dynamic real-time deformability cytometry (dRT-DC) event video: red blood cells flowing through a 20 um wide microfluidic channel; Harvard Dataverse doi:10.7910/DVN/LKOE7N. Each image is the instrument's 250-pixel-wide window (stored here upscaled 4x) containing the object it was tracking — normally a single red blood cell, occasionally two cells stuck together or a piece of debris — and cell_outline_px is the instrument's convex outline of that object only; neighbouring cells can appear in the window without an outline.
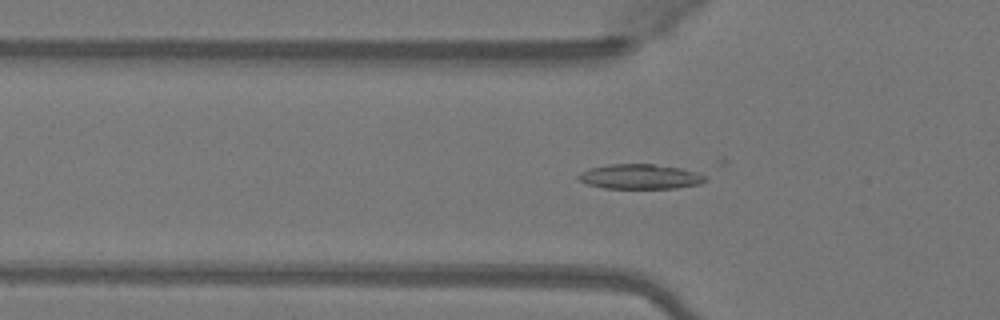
{"species": "Egyptian fruit bat (a non-hibernating species)", "species_latin": "Rousettus aegyptiacus", "temperature_condition": "warm", "stored_images_in_passage": 49, "camera_frame_rate_fps": 3000, "um_per_image_px": 0.085, "animal": {"sex": "female"}, "frame": {"image": 1, "passage_image": 16, "time_ms": 5.0, "image_size_px": [1000, 320], "cell_outline_px": [[704, 180], [700, 184], [676, 188], [604, 188], [588, 184], [580, 180], [576, 176], [580, 172], [588, 168], [608, 164], [652, 164], [680, 168], [696, 172], [704, 176]], "centroid_in_image_um": [54.35, 15.01], "position_along_channel_um": 71.5, "area_um2": 18.21}}
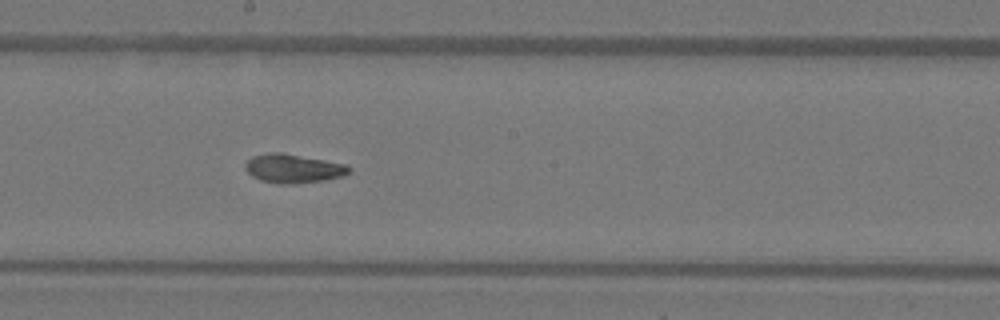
{"frame": {"image": 2, "passage_image": 27, "time_ms": 8.667, "image_size_px": [1000, 320], "cell_outline_px": [[352, 172], [344, 176], [324, 180], [288, 184], [280, 184], [260, 180], [252, 176], [244, 168], [244, 164], [252, 156], [268, 152], [280, 152], [348, 164], [352, 168]], "centroid_in_image_um": [24.95, 14.31], "position_along_channel_um": 223.2, "area_um2": 17.63}}
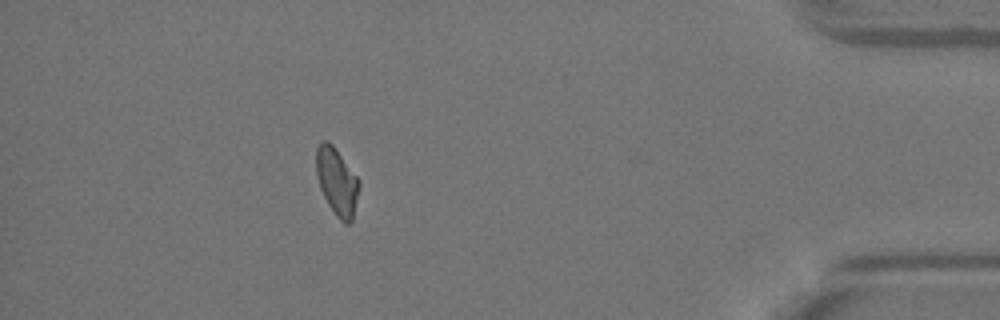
{"frame": {"image": 3, "passage_image": 44, "time_ms": 14.333, "image_size_px": [1000, 320], "cell_outline_px": [[360, 184], [352, 220], [348, 224], [344, 224], [336, 216], [328, 204], [320, 188], [316, 176], [316, 148], [324, 140], [328, 140], [332, 144], [360, 180]], "centroid_in_image_um": [28.63, 15.43], "position_along_channel_um": 406.6, "area_um2": 16.76}, "authors_computed_cell_mechanics": {"area_um2": 17.1088, "velocity_mm_per_s": 4.1201, "shape_relaxation_time_tau1_ms": 7.727, "shape_relaxation_time_tau2_ms": 3.0482, "deformation_change_tau1": 0.2006, "deformation_change_tau2": 0.0692}}